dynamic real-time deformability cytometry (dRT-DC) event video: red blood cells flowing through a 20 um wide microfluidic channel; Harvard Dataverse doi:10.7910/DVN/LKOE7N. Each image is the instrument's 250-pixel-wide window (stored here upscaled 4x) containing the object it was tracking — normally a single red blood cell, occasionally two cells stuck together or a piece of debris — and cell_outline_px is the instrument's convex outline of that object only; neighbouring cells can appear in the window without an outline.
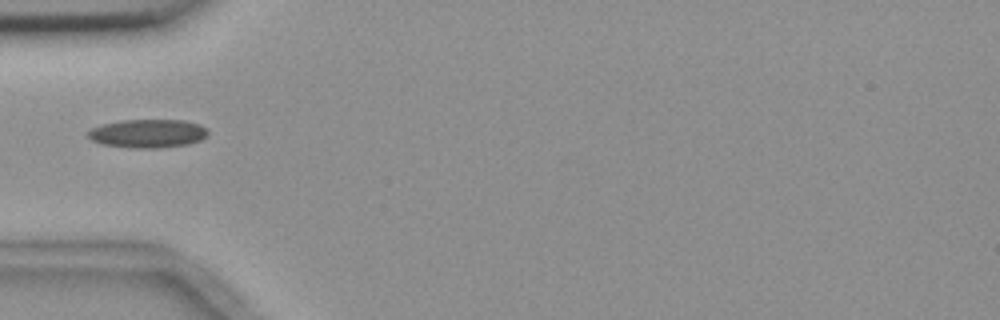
{"species": "common noctule bat (a hibernating species)", "species_latin": "Nyctalus noctula", "temperature_condition": "room temperature", "stored_images_in_passage": 1, "camera_frame_rate_fps": 3000, "um_per_image_px": 0.085, "animal": {"sex": "female", "body_mass_g": 18.4}, "frame": {"image": 1, "passage_image": 1, "time_ms": 0.0, "image_size_px": [1000, 320], "cell_outline_px": [[208, 132], [200, 140], [188, 144], [160, 148], [132, 148], [100, 144], [92, 140], [88, 136], [88, 132], [92, 128], [100, 124], [120, 120], [184, 120], [200, 124], [208, 128]], "centroid_in_image_um": [12.55, 11.34], "position_along_channel_um": 72.4, "area_um2": 20.06}}